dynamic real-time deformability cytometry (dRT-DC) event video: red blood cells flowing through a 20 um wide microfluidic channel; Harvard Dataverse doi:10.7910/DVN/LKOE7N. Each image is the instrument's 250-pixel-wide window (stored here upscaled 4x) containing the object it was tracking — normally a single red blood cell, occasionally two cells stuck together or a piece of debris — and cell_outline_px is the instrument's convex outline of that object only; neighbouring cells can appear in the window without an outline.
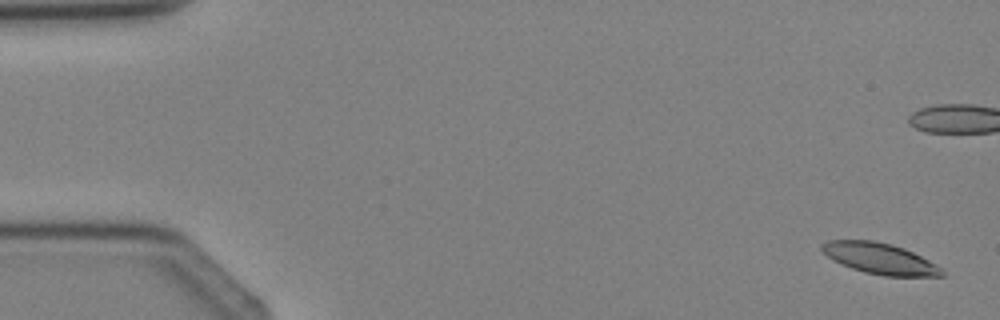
{"species": "Egyptian fruit bat (a non-hibernating species)", "species_latin": "Rousettus aegyptiacus", "temperature_condition": "cold", "stored_images_in_passage": 5, "camera_frame_rate_fps": 3000, "um_per_image_px": 0.085, "animal": {"sex": "female"}, "frame": {"image": 1, "passage_image": 1, "time_ms": 0.0, "image_size_px": [1000, 320], "cell_outline_px": [[944, 276], [884, 276], [864, 272], [852, 268], [832, 260], [820, 248], [820, 244], [828, 240], [872, 240], [892, 244], [904, 248], [936, 264], [944, 272]], "centroid_in_image_um": [74.76, 21.97], "position_along_channel_um": 10.2, "area_um2": 21.56}}
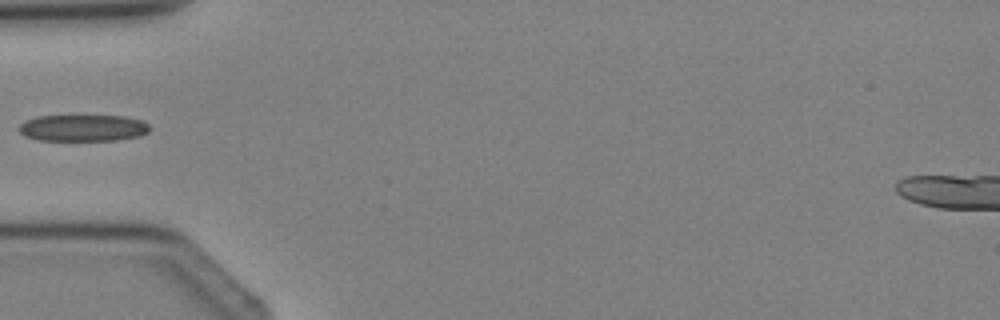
{"frame": {"image": 2, "passage_image": 5, "time_ms": 5.667, "image_size_px": [1000, 320], "cell_outline_px": [[152, 128], [148, 132], [140, 136], [116, 140], [36, 140], [24, 136], [16, 128], [24, 120], [36, 116], [124, 116], [140, 120], [148, 124]], "centroid_in_image_um": [7.02, 10.87], "position_along_channel_um": 78.0, "area_um2": 20.46}}